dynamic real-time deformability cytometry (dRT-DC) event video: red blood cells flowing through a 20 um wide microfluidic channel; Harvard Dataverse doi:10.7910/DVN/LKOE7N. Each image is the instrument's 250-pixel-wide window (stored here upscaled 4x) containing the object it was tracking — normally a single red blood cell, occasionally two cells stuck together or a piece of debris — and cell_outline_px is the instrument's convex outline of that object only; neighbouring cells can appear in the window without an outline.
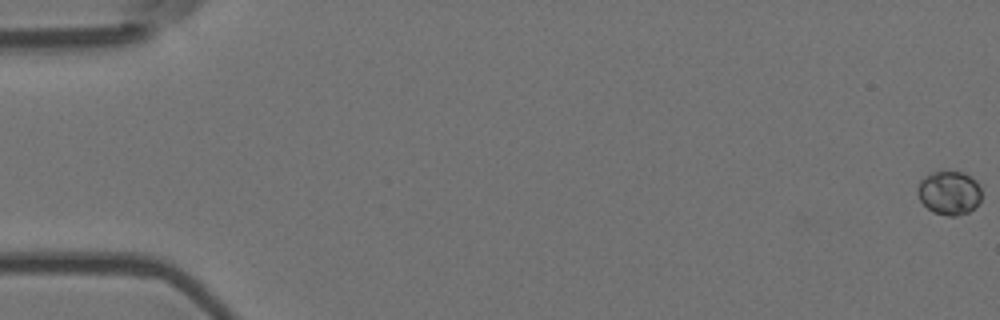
{"species": "Egyptian fruit bat (a non-hibernating species)", "species_latin": "Rousettus aegyptiacus", "temperature_condition": "room temperature", "stored_images_in_passage": 5, "camera_frame_rate_fps": 3000, "um_per_image_px": 0.085, "animal": {"sex": "female"}, "frame": {"image": 1, "passage_image": 1, "time_ms": 0.0, "image_size_px": [1000, 320], "cell_outline_px": [[980, 200], [968, 212], [956, 216], [948, 216], [932, 212], [920, 200], [916, 192], [916, 188], [920, 180], [924, 176], [932, 172], [964, 172], [976, 180], [980, 188]], "centroid_in_image_um": [80.64, 16.38], "position_along_channel_um": 4.4, "area_um2": 16.3}}
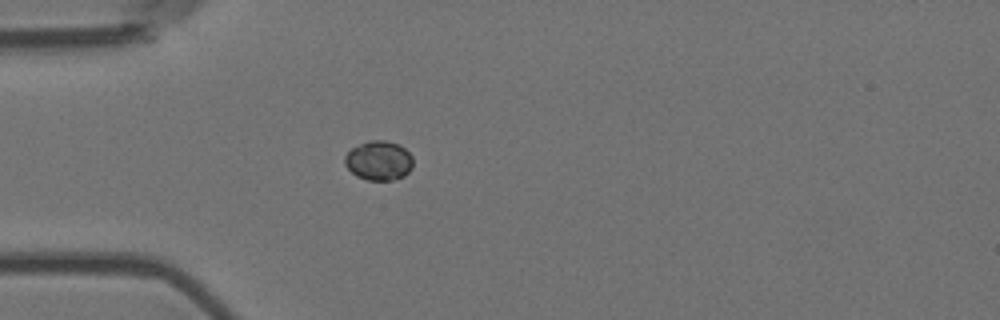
{"frame": {"image": 2, "passage_image": 5, "time_ms": 1.333, "image_size_px": [1000, 320], "cell_outline_px": [[412, 168], [404, 176], [392, 180], [368, 180], [356, 176], [344, 164], [344, 156], [352, 148], [368, 140], [384, 140], [400, 144], [412, 156]], "centroid_in_image_um": [32.19, 13.64], "position_along_channel_um": 52.8, "area_um2": 15.72}}